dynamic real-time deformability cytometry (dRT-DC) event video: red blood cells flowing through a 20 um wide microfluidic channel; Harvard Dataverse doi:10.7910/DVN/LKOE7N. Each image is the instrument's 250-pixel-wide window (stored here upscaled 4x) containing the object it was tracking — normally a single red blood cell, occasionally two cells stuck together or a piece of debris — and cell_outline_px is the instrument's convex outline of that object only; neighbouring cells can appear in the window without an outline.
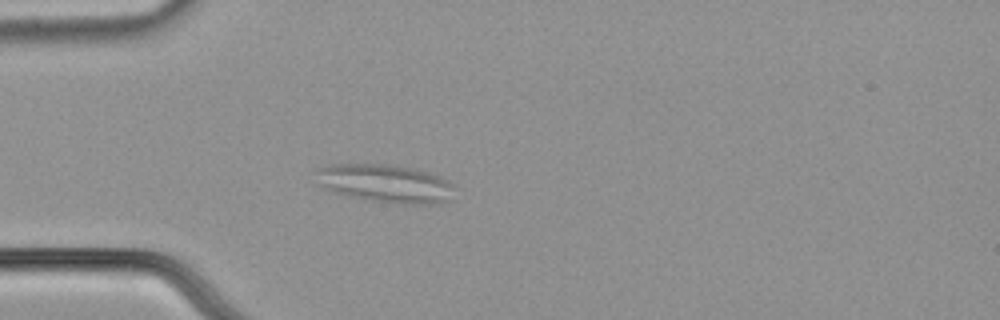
{"species": "common noctule bat (a hibernating species)", "species_latin": "Nyctalus noctula", "temperature_condition": "cold", "stored_images_in_passage": 59, "camera_frame_rate_fps": 3000, "um_per_image_px": 0.085, "animal": {"sex": "male", "body_mass_g": 21.5, "forearm_length_mm": 52.0}, "frame": {"image": 1, "passage_image": 18, "time_ms": 5.667, "image_size_px": [1000, 320], "cell_outline_px": [[456, 188], [452, 200], [440, 204], [404, 204], [368, 200], [348, 196], [332, 192], [320, 188], [316, 184], [316, 168], [328, 164], [392, 164], [412, 168], [448, 180]], "centroid_in_image_um": [32.72, 15.61], "position_along_channel_um": 52.3, "area_um2": 31.5}}
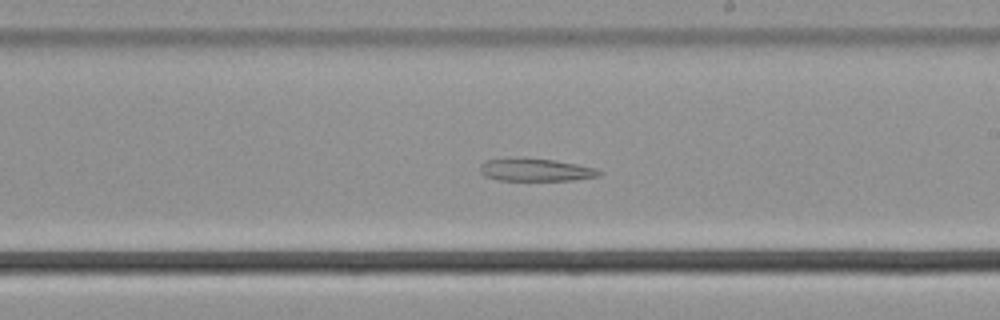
{"frame": {"image": 2, "passage_image": 35, "time_ms": 11.333, "image_size_px": [1000, 320], "cell_outline_px": [[604, 172], [600, 176], [572, 180], [500, 180], [484, 176], [480, 172], [480, 164], [484, 160], [552, 160], [576, 164], [596, 168]], "centroid_in_image_um": [45.59, 14.47], "position_along_channel_um": 243.4, "area_um2": 15.09}}
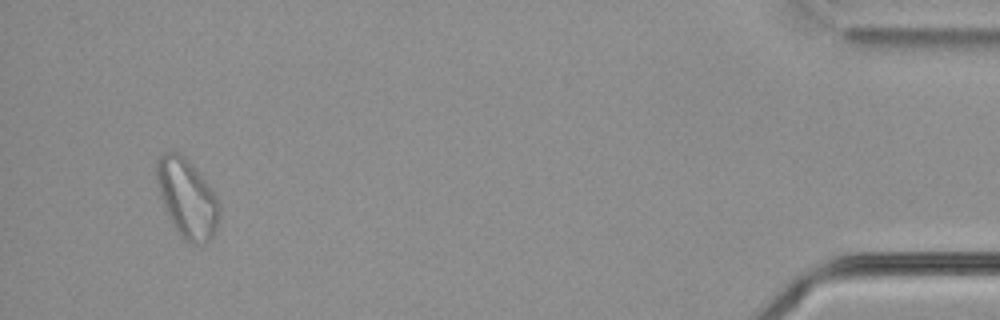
{"frame": {"image": 3, "passage_image": 56, "time_ms": 18.333, "image_size_px": [1000, 320], "cell_outline_px": [[220, 216], [216, 228], [212, 236], [208, 240], [196, 244], [192, 244], [184, 240], [180, 236], [160, 196], [156, 180], [156, 160], [164, 152], [176, 152], [184, 156], [192, 164], [208, 184], [216, 196], [220, 204]], "centroid_in_image_um": [15.91, 16.83], "position_along_channel_um": 419.3, "area_um2": 28.32}}